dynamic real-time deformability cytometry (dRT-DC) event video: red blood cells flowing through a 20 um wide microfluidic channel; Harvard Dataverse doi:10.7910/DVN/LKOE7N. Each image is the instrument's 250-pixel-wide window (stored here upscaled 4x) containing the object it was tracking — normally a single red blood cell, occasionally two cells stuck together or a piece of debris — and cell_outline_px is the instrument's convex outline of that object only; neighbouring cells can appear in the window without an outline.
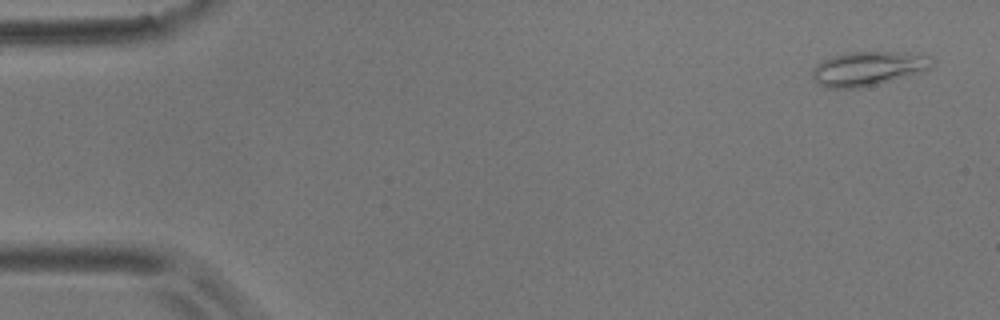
{"species": "common noctule bat (a hibernating species)", "species_latin": "Nyctalus noctula", "temperature_condition": "room temperature", "stored_images_in_passage": 5, "camera_frame_rate_fps": 3000, "um_per_image_px": 0.085, "animal": {"sex": "male", "body_mass_g": 17.9}, "frame": {"image": 1, "passage_image": 1, "time_ms": 0.0, "image_size_px": [1000, 320], "cell_outline_px": [[936, 60], [924, 72], [860, 88], [828, 88], [812, 80], [812, 68], [816, 64], [832, 56], [852, 52], [904, 52], [932, 56]], "centroid_in_image_um": [73.81, 5.82], "position_along_channel_um": 11.2, "area_um2": 23.99}}